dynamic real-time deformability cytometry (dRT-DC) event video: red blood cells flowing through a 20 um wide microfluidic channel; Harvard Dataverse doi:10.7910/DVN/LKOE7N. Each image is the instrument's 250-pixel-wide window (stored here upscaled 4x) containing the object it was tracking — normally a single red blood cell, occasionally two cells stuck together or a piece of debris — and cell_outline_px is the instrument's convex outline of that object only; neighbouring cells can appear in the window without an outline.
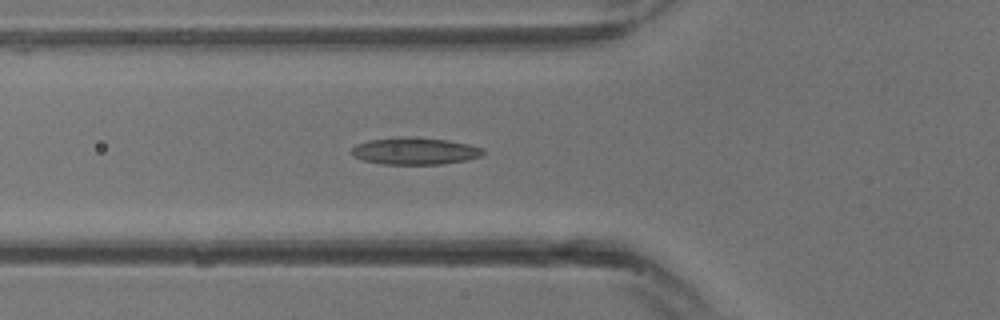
{"species": "common noctule bat (a hibernating species)", "species_latin": "Nyctalus noctula", "temperature_condition": "warm", "stored_images_in_passage": 26, "camera_frame_rate_fps": 3000, "um_per_image_px": 0.085, "animal": {"sex": "male", "body_mass_g": 13.3}, "frame": {"image": 1, "passage_image": 7, "time_ms": 2.0, "image_size_px": [1000, 320], "cell_outline_px": [[484, 152], [480, 156], [468, 160], [444, 164], [380, 164], [364, 160], [352, 156], [352, 148], [356, 144], [368, 140], [404, 136], [448, 140], [468, 144], [484, 148]], "centroid_in_image_um": [35.26, 12.84], "position_along_channel_um": 90.5, "area_um2": 20.81}}
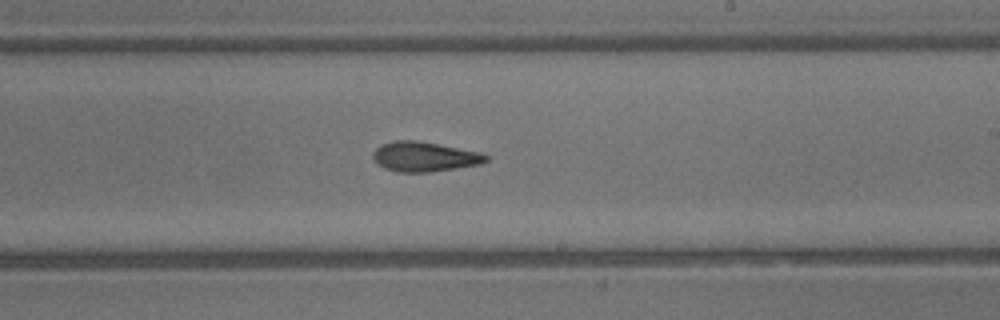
{"frame": {"image": 2, "passage_image": 14, "time_ms": 4.333, "image_size_px": [1000, 320], "cell_outline_px": [[488, 160], [480, 164], [428, 172], [396, 172], [384, 168], [372, 156], [372, 152], [380, 144], [392, 140], [416, 140], [484, 152], [488, 156]], "centroid_in_image_um": [36.08, 13.3], "position_along_channel_um": 252.9, "area_um2": 19.71}}
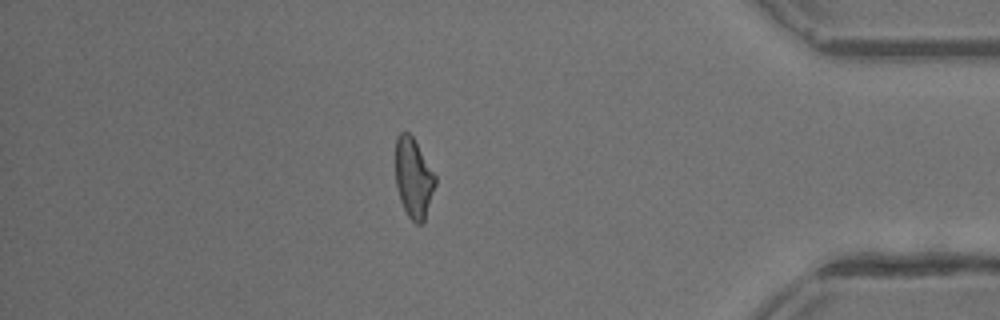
{"frame": {"image": 3, "passage_image": 22, "time_ms": 7.0, "image_size_px": [1000, 320], "cell_outline_px": [[436, 184], [424, 224], [416, 224], [408, 216], [400, 200], [396, 184], [396, 136], [400, 132], [408, 132], [412, 136], [436, 176]], "centroid_in_image_um": [35.16, 15.16], "position_along_channel_um": 400.0, "area_um2": 18.5}}